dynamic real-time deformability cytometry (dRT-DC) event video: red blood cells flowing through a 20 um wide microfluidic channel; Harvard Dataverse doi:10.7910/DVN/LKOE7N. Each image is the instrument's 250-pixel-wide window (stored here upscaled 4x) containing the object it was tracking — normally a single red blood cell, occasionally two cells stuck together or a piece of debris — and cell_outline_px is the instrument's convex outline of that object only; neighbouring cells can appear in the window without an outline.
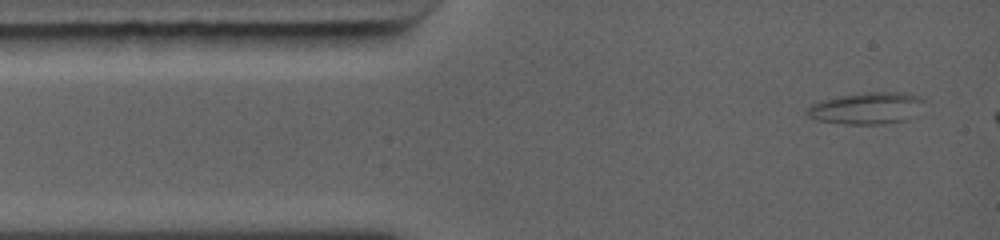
{"species": "common noctule bat (a hibernating species)", "species_latin": "Nyctalus noctula", "temperature_condition": "warm", "stored_images_in_passage": 4, "camera_frame_rate_fps": 5000, "um_per_image_px": 0.085, "animal": {"sex": "female", "body_mass_g": 19.0, "forearm_length_mm": 56.7}, "frame": {"image": 1, "passage_image": 1, "time_ms": 0.0, "image_size_px": [1000, 240], "cell_outline_px": [[924, 100], [916, 116], [904, 120], [876, 124], [844, 124], [816, 120], [808, 116], [804, 112], [812, 104], [824, 100], [840, 96], [868, 92], [904, 92], [920, 96]], "centroid_in_image_um": [73.68, 9.2], "position_along_channel_um": 11.3, "area_um2": 21.56}}